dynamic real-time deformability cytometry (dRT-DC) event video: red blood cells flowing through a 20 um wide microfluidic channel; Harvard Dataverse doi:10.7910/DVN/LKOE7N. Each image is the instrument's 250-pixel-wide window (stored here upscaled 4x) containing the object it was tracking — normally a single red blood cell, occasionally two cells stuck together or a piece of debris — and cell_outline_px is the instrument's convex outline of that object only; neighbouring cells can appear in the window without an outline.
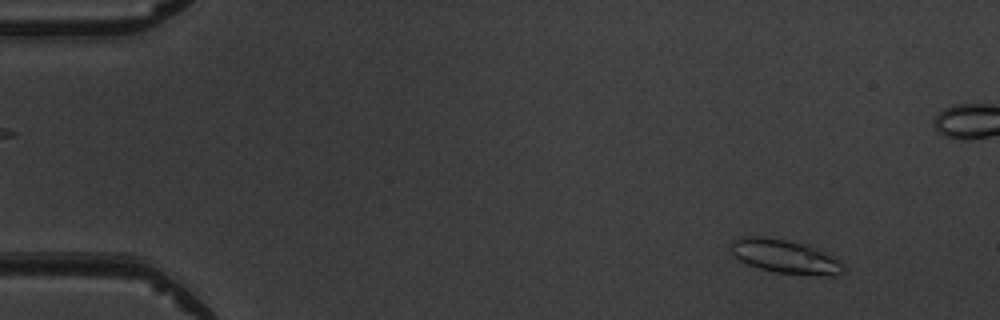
{"species": "common noctule bat (a hibernating species)", "species_latin": "Nyctalus noctula", "temperature_condition": "warm", "stored_images_in_passage": 6, "camera_frame_rate_fps": 3000, "um_per_image_px": 0.085, "animal": {"sex": "male", "body_mass_g": 19.5, "forearm_length_mm": 54.6}, "frame": {"image": 1, "passage_image": 6, "time_ms": 6.667, "image_size_px": [1000, 320], "cell_outline_px": [[844, 272], [832, 276], [820, 276], [776, 272], [760, 268], [748, 264], [740, 260], [732, 252], [732, 240], [740, 236], [764, 236], [788, 240], [808, 244], [836, 256], [844, 264]], "centroid_in_image_um": [66.81, 21.79], "position_along_channel_um": 18.2, "area_um2": 22.48}}